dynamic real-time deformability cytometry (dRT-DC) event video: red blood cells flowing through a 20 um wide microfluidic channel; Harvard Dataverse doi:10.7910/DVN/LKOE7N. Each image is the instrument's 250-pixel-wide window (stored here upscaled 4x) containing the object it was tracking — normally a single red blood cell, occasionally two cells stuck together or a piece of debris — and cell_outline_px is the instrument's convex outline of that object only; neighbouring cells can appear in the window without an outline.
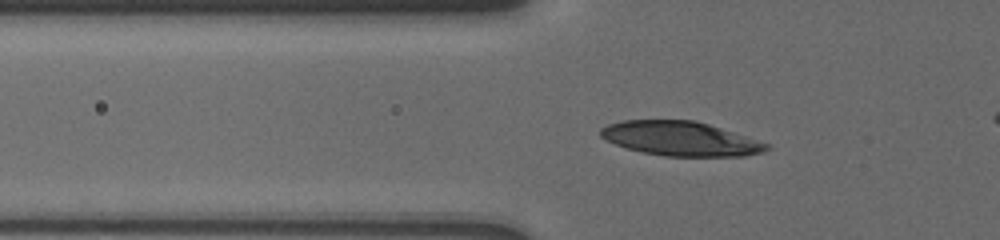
{"species": "human", "species_latin": "Homo sapiens", "temperature_condition": "cold", "stored_images_in_passage": 48, "camera_frame_rate_fps": 3000, "um_per_image_px": 0.085, "donor": {"sex": "male"}, "frame": {"image": 1, "passage_image": 18, "time_ms": 6.0, "image_size_px": [1000, 240], "cell_outline_px": [[772, 144], [764, 152], [744, 156], [664, 156], [644, 152], [628, 148], [616, 144], [600, 136], [600, 128], [608, 124], [624, 120], [696, 120]], "centroid_in_image_um": [57.88, 11.78], "position_along_channel_um": 67.9, "area_um2": 33.12}}
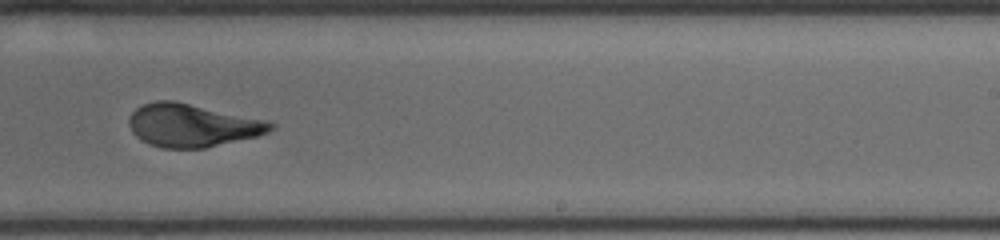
{"frame": {"image": 2, "passage_image": 33, "time_ms": 11.667, "image_size_px": [1000, 240], "cell_outline_px": [[276, 124], [268, 132], [256, 136], [204, 148], [160, 148], [148, 144], [140, 140], [132, 132], [128, 124], [128, 120], [132, 112], [136, 108], [144, 104], [156, 100], [172, 100], [272, 120]], "centroid_in_image_um": [16.35, 10.65], "position_along_channel_um": 272.7, "area_um2": 35.78}}
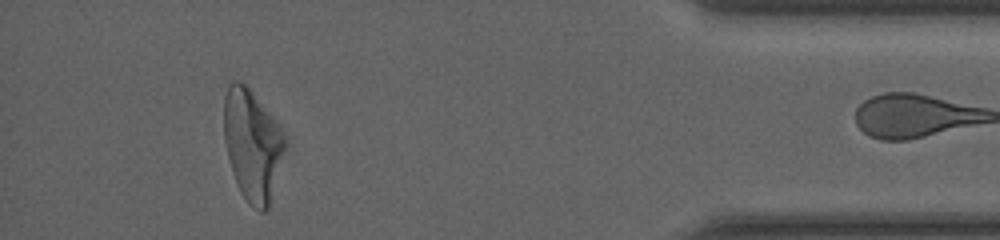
{"frame": {"image": 3, "passage_image": 47, "time_ms": 16.667, "image_size_px": [1000, 240], "cell_outline_px": [[284, 148], [268, 208], [264, 212], [260, 212], [252, 208], [248, 204], [240, 192], [232, 172], [224, 140], [224, 96], [228, 84], [232, 80], [240, 80], [252, 92], [284, 140]], "centroid_in_image_um": [21.36, 12.36], "position_along_channel_um": 413.8, "area_um2": 37.97}}